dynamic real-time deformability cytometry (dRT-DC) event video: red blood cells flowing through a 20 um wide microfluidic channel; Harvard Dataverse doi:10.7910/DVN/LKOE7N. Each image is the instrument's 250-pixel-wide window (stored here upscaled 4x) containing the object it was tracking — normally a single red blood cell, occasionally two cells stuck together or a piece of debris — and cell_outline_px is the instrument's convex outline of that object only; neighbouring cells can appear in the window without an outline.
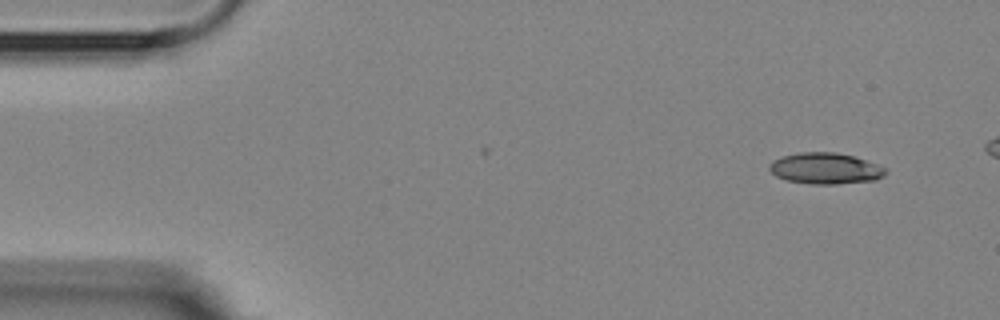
{"species": "Egyptian fruit bat (a non-hibernating species)", "species_latin": "Rousettus aegyptiacus", "temperature_condition": "room temperature", "stored_images_in_passage": 5, "camera_frame_rate_fps": 3000, "um_per_image_px": 0.085, "animal": {"sex": "female"}, "frame": {"image": 1, "passage_image": 1, "time_ms": 0.0, "image_size_px": [1000, 320], "cell_outline_px": [[888, 172], [884, 176], [876, 180], [836, 184], [812, 184], [788, 180], [776, 176], [768, 168], [768, 164], [772, 160], [784, 156], [800, 152], [836, 152], [852, 156], [888, 168]], "centroid_in_image_um": [70.17, 14.32], "position_along_channel_um": 14.8, "area_um2": 21.1}}